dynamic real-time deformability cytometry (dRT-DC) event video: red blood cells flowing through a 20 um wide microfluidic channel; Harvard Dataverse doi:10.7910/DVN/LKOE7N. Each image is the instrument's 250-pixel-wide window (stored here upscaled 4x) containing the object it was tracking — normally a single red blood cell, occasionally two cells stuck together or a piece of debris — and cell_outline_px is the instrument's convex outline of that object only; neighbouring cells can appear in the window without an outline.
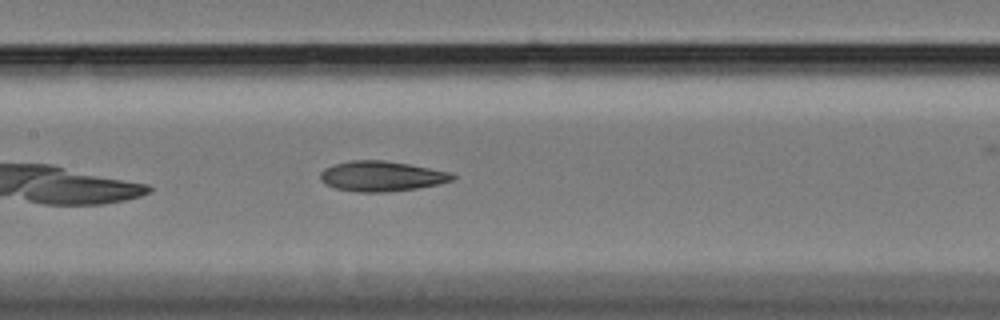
{"species": "Egyptian fruit bat (a non-hibernating species)", "species_latin": "Rousettus aegyptiacus", "temperature_condition": "cold", "stored_images_in_passage": 18, "camera_frame_rate_fps": 3000, "um_per_image_px": 0.085, "animal": {"sex": "female"}, "frame": {"image": 1, "passage_image": 13, "time_ms": 4.0, "image_size_px": [1000, 320], "cell_outline_px": [[456, 176], [452, 180], [436, 184], [416, 188], [384, 192], [356, 192], [336, 188], [324, 184], [320, 180], [320, 172], [324, 168], [348, 160], [384, 160], [408, 164], [452, 172]], "centroid_in_image_um": [32.39, 14.97], "position_along_channel_um": 175.0, "area_um2": 23.18}}
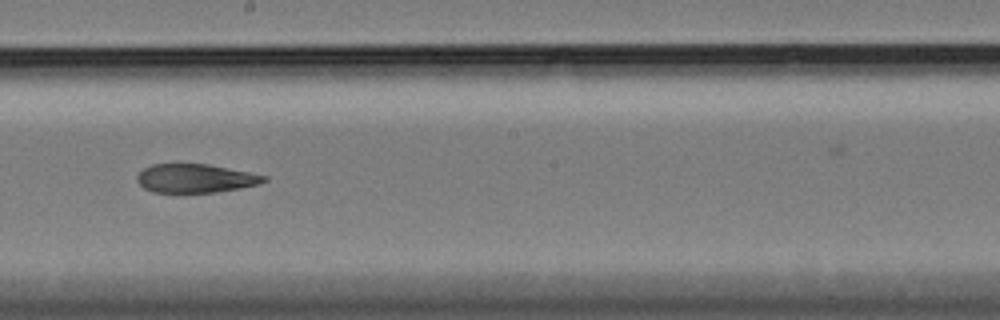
{"frame": {"image": 2, "passage_image": 18, "time_ms": 5.667, "image_size_px": [1000, 320], "cell_outline_px": [[268, 180], [260, 184], [240, 188], [216, 192], [152, 192], [144, 188], [136, 180], [136, 176], [144, 168], [152, 164], [208, 164], [268, 176]], "centroid_in_image_um": [16.62, 15.16], "position_along_channel_um": 231.6, "area_um2": 21.15}}